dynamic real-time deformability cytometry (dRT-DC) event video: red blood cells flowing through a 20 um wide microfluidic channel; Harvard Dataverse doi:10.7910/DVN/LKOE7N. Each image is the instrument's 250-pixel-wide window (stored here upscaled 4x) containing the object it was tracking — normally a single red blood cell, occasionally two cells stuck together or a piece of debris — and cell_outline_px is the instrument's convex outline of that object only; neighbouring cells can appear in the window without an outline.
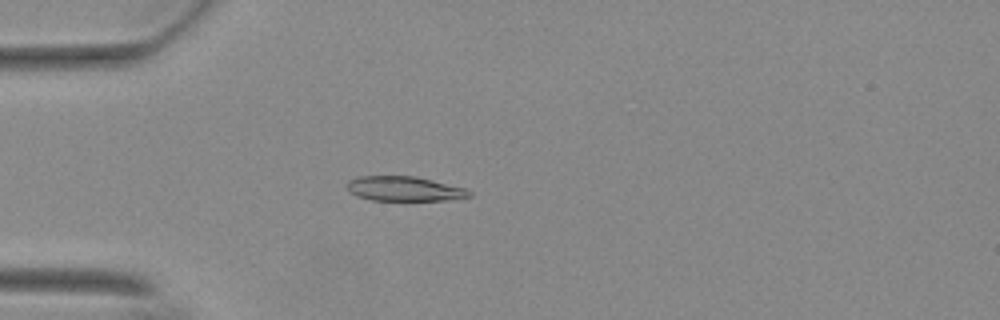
{"species": "Egyptian fruit bat (a non-hibernating species)", "species_latin": "Rousettus aegyptiacus", "temperature_condition": "warm", "stored_images_in_passage": 47, "camera_frame_rate_fps": 3000, "um_per_image_px": 0.085, "animal": {"sex": "female"}, "frame": {"image": 1, "passage_image": 7, "time_ms": 2.0, "image_size_px": [1000, 320], "cell_outline_px": [[472, 196], [448, 200], [372, 200], [356, 196], [348, 192], [348, 180], [360, 176], [416, 176], [464, 188], [472, 192]], "centroid_in_image_um": [34.35, 16.04], "position_along_channel_um": 50.7, "area_um2": 17.51}}
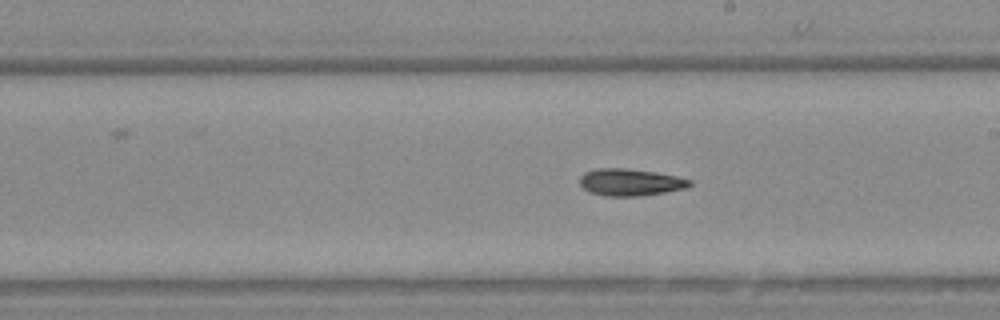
{"frame": {"image": 2, "passage_image": 23, "time_ms": 7.333, "image_size_px": [1000, 320], "cell_outline_px": [[692, 184], [688, 188], [640, 196], [604, 196], [588, 192], [580, 184], [580, 176], [584, 172], [596, 168], [628, 168], [656, 172], [676, 176], [692, 180]], "centroid_in_image_um": [53.57, 15.49], "position_along_channel_um": 235.4, "area_um2": 17.51}}
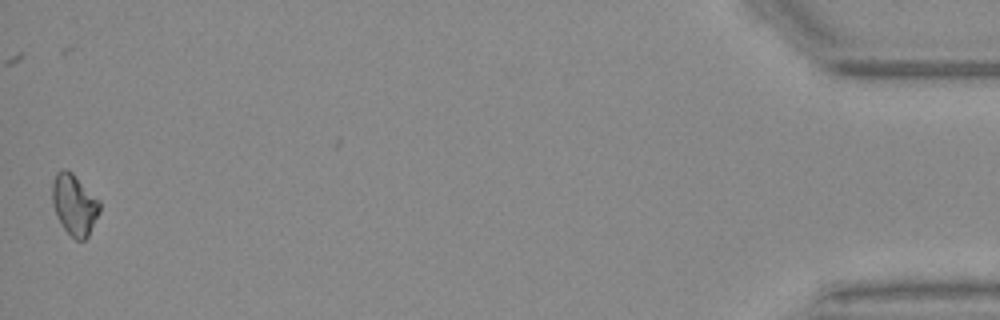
{"frame": {"image": 3, "passage_image": 46, "time_ms": 15.0, "image_size_px": [1000, 320], "cell_outline_px": [[100, 212], [88, 236], [84, 240], [76, 240], [64, 228], [52, 204], [52, 184], [56, 172], [64, 168], [72, 172], [100, 200]], "centroid_in_image_um": [6.34, 17.37], "position_along_channel_um": 428.9, "area_um2": 16.76}}